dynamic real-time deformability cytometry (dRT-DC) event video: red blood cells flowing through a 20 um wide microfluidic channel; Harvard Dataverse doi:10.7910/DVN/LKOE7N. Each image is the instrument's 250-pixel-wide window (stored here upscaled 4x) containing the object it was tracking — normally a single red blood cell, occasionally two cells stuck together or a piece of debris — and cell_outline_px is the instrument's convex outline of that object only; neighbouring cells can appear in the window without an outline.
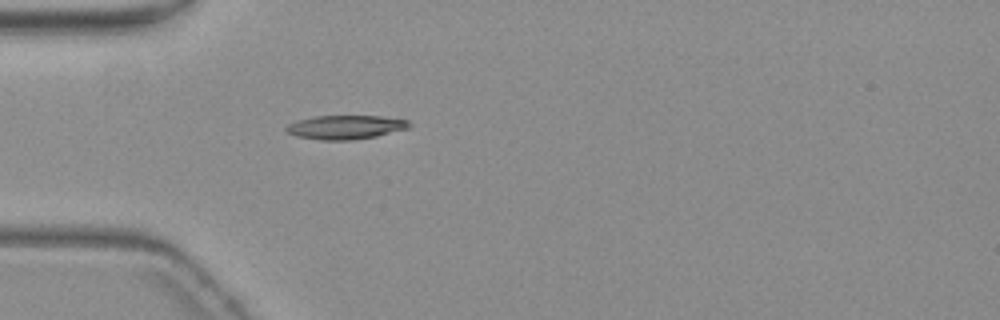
{"species": "common noctule bat (a hibernating species)", "species_latin": "Nyctalus noctula", "temperature_condition": "warm", "stored_images_in_passage": 1, "camera_frame_rate_fps": 3000, "um_per_image_px": 0.085, "animal": {"sex": "female", "body_mass_g": 19.3, "forearm_length_mm": 54.1}, "frame": {"image": 1, "passage_image": 1, "time_ms": 0.0, "image_size_px": [1000, 320], "cell_outline_px": [[412, 124], [408, 128], [376, 136], [352, 140], [320, 140], [296, 136], [288, 132], [284, 128], [288, 124], [296, 120], [316, 116], [380, 116], [408, 120]], "centroid_in_image_um": [29.35, 10.81], "position_along_channel_um": 55.6, "area_um2": 17.11}}